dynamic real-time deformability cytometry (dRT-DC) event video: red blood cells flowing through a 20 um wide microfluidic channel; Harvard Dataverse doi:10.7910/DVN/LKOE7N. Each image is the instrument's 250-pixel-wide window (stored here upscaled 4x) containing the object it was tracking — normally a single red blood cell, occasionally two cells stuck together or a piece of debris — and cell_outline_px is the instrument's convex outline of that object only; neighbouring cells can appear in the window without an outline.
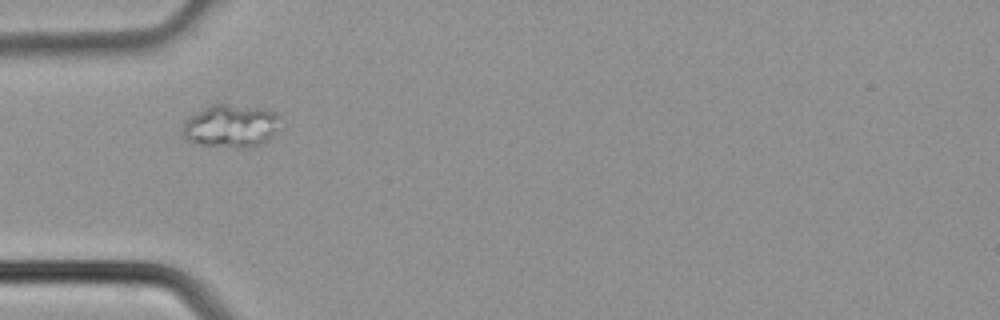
{"species": "common noctule bat (a hibernating species)", "species_latin": "Nyctalus noctula", "temperature_condition": "cold", "stored_images_in_passage": 2, "camera_frame_rate_fps": 3000, "um_per_image_px": 0.085, "animal": {"sex": "male", "body_mass_g": 21.5, "forearm_length_mm": 52.0}, "frame": {"image": 1, "passage_image": 2, "time_ms": 0.333, "image_size_px": [1000, 320], "cell_outline_px": [[280, 128], [272, 136], [260, 144], [248, 148], [236, 148], [200, 144], [184, 140], [180, 136], [180, 132], [188, 116], [212, 104], [224, 104], [264, 108], [276, 112], [280, 116]], "centroid_in_image_um": [19.62, 10.71], "position_along_channel_um": 65.4, "area_um2": 24.91}}